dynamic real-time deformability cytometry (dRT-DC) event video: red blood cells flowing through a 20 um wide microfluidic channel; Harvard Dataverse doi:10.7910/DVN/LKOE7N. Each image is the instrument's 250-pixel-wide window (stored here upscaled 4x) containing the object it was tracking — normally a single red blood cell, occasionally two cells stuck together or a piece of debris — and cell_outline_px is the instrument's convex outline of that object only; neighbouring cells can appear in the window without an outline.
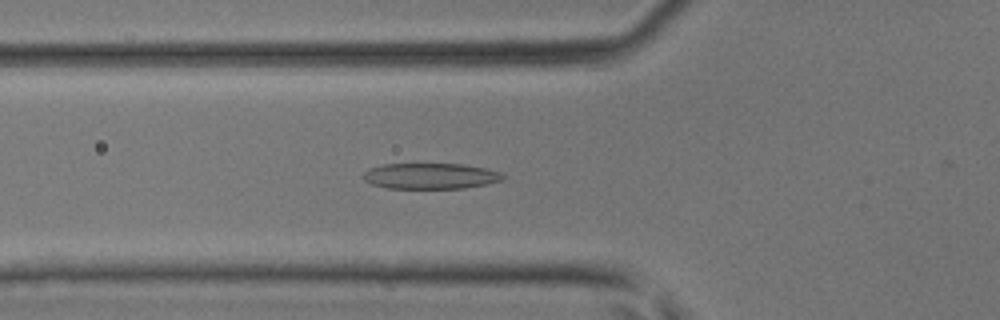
{"species": "common noctule bat (a hibernating species)", "species_latin": "Nyctalus noctula", "temperature_condition": "room temperature", "stored_images_in_passage": 44, "camera_frame_rate_fps": 3000, "um_per_image_px": 0.085, "animal": {"sex": "male", "body_mass_g": 17.9, "forearm_length_mm": 54.2}, "frame": {"image": 1, "passage_image": 14, "time_ms": 4.333, "image_size_px": [1000, 320], "cell_outline_px": [[504, 180], [464, 188], [388, 188], [372, 184], [364, 180], [364, 172], [368, 168], [384, 164], [464, 164], [488, 168], [500, 172], [504, 176]], "centroid_in_image_um": [36.6, 14.95], "position_along_channel_um": 89.2, "area_um2": 20.98}}
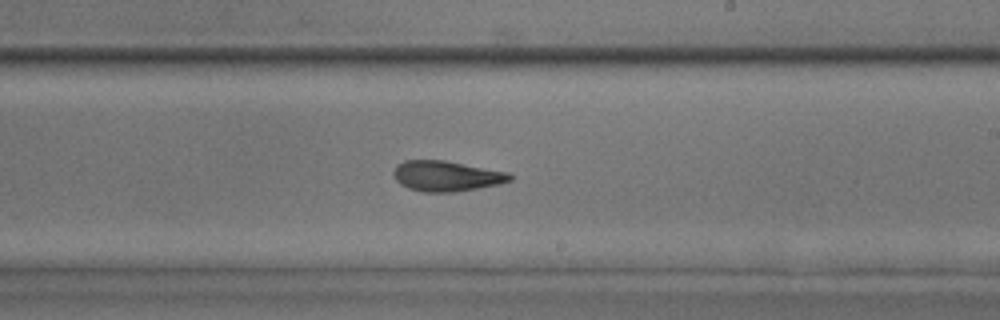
{"frame": {"image": 2, "passage_image": 25, "time_ms": 8.0, "image_size_px": [1000, 320], "cell_outline_px": [[512, 180], [500, 184], [452, 192], [424, 192], [408, 188], [400, 184], [396, 180], [392, 172], [396, 164], [404, 160], [444, 160], [508, 172], [512, 176]], "centroid_in_image_um": [37.91, 14.95], "position_along_channel_um": 251.1, "area_um2": 20.63}}
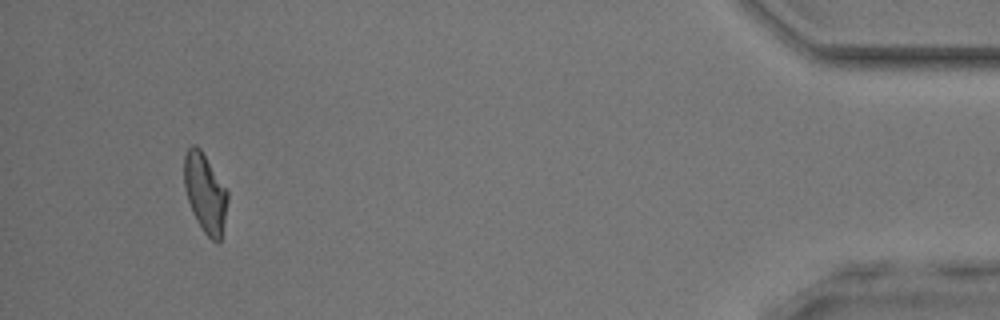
{"frame": {"image": 3, "passage_image": 41, "time_ms": 13.333, "image_size_px": [1000, 320], "cell_outline_px": [[228, 200], [220, 240], [216, 244], [204, 232], [196, 220], [192, 212], [184, 188], [184, 156], [188, 148], [192, 144], [196, 144], [200, 148], [228, 192]], "centroid_in_image_um": [17.42, 16.39], "position_along_channel_um": 417.8, "area_um2": 19.83}}